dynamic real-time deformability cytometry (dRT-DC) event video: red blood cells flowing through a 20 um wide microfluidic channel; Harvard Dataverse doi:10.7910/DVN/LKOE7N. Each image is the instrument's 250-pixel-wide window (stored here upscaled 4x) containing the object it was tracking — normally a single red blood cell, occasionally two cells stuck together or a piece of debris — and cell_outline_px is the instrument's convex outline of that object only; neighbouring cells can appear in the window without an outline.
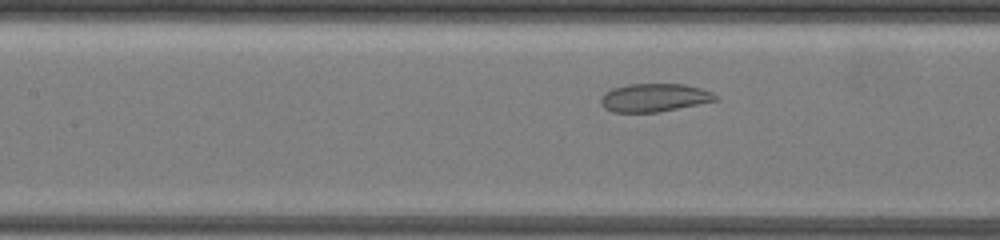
{"species": "common noctule bat (a hibernating species)", "species_latin": "Nyctalus noctula", "temperature_condition": "warm", "stored_images_in_passage": 29, "camera_frame_rate_fps": 3000, "um_per_image_px": 0.085, "animal": {"sex": "female", "body_mass_g": 19.5, "forearm_length_mm": 54.1}, "frame": {"image": 1, "passage_image": 10, "time_ms": 3.0, "image_size_px": [1000, 240], "cell_outline_px": [[720, 100], [656, 112], [612, 112], [604, 108], [600, 104], [600, 96], [604, 92], [612, 88], [628, 84], [684, 84], [700, 88], [712, 92]], "centroid_in_image_um": [55.57, 8.29], "position_along_channel_um": 151.8, "area_um2": 18.9}}
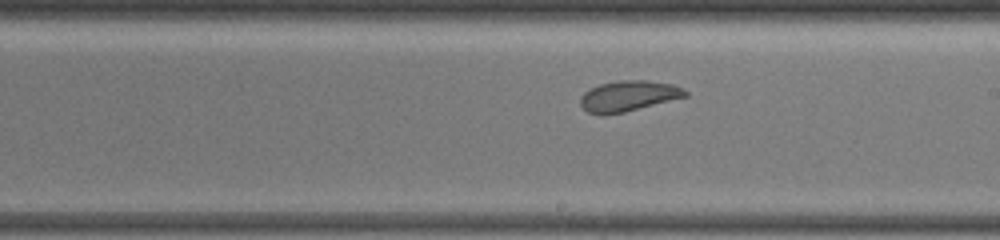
{"frame": {"image": 2, "passage_image": 17, "time_ms": 5.333, "image_size_px": [1000, 240], "cell_outline_px": [[688, 96], [624, 112], [604, 116], [588, 112], [580, 104], [580, 96], [584, 92], [600, 84], [620, 80], [648, 80], [672, 84], [684, 88], [688, 92]], "centroid_in_image_um": [53.42, 8.16], "position_along_channel_um": 235.6, "area_um2": 18.79}}
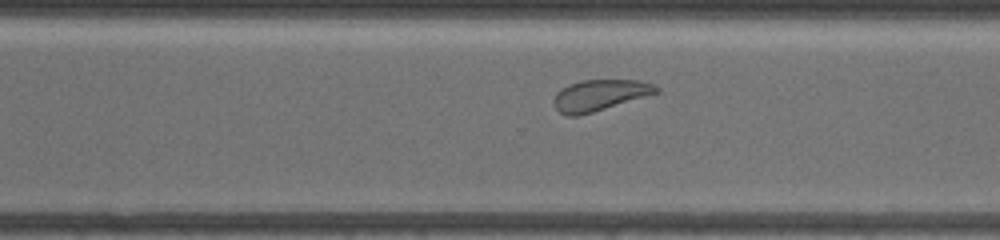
{"frame": {"image": 3, "passage_image": 24, "time_ms": 7.667, "image_size_px": [1000, 240], "cell_outline_px": [[660, 92], [592, 112], [576, 116], [568, 116], [560, 112], [556, 108], [552, 100], [556, 92], [560, 88], [568, 84], [580, 80], [636, 80], [652, 84], [660, 88]], "centroid_in_image_um": [50.93, 8.08], "position_along_channel_um": 319.7, "area_um2": 18.5}}